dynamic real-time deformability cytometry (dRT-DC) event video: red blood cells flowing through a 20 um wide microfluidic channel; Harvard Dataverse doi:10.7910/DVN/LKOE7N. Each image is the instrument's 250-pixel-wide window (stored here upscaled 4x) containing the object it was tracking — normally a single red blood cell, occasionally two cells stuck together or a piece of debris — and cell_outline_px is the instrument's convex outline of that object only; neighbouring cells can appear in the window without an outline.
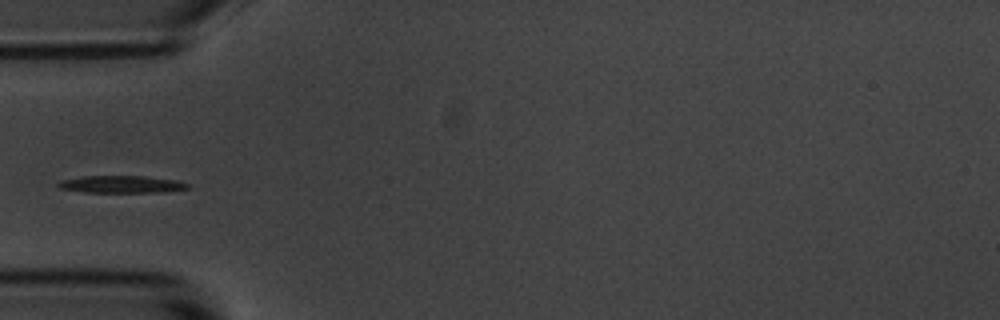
{"species": "common noctule bat (a hibernating species)", "species_latin": "Nyctalus noctula", "temperature_condition": "room temperature", "stored_images_in_passage": 5, "segment_of_instrument_passage": [2, 2], "camera_frame_rate_fps": 3000, "um_per_image_px": 0.085, "animal": {"sex": "male", "body_mass_g": 20.1, "forearm_length_mm": 53.5}, "frame": {"image": 1, "passage_image": 5, "time_ms": 4.667, "image_size_px": [1000, 320], "cell_outline_px": [[192, 188], [164, 192], [84, 192], [60, 188], [56, 184], [64, 180], [84, 176], [144, 176], [176, 180], [188, 184]], "centroid_in_image_um": [10.38, 15.67], "position_along_channel_um": 74.6, "area_um2": 12.89}}